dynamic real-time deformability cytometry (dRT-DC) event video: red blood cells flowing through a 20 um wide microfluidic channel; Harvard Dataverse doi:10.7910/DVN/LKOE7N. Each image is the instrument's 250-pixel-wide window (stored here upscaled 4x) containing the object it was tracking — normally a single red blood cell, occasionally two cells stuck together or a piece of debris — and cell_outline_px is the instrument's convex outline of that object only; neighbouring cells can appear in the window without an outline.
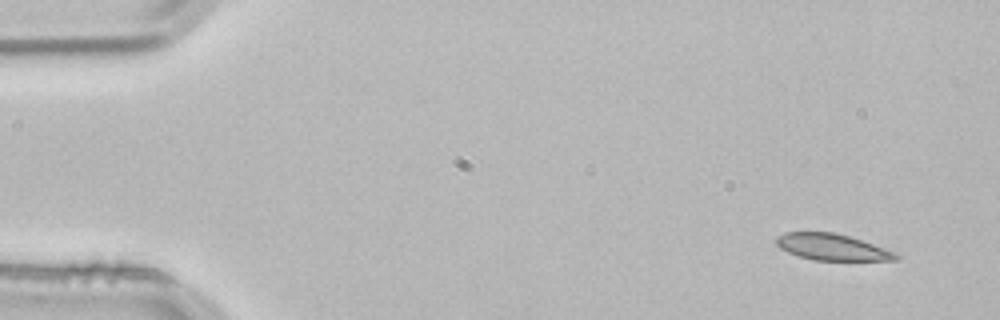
{"species": "common noctule bat (a hibernating species)", "species_latin": "Nyctalus noctula", "temperature_condition": "room temperature", "stored_images_in_passage": 3, "camera_frame_rate_fps": 3000, "um_per_image_px": 0.085, "animal": {"sex": "male", "body_mass_g": 21.5, "forearm_length_mm": 52.0}, "frame": {"image": 1, "passage_image": 1, "time_ms": 0.0, "image_size_px": [1000, 320], "cell_outline_px": [[900, 256], [896, 260], [812, 260], [788, 252], [780, 248], [776, 244], [776, 236], [784, 232], [832, 232], [848, 236], [884, 248]], "centroid_in_image_um": [70.66, 21.0], "position_along_channel_um": 14.3, "area_um2": 18.09}}
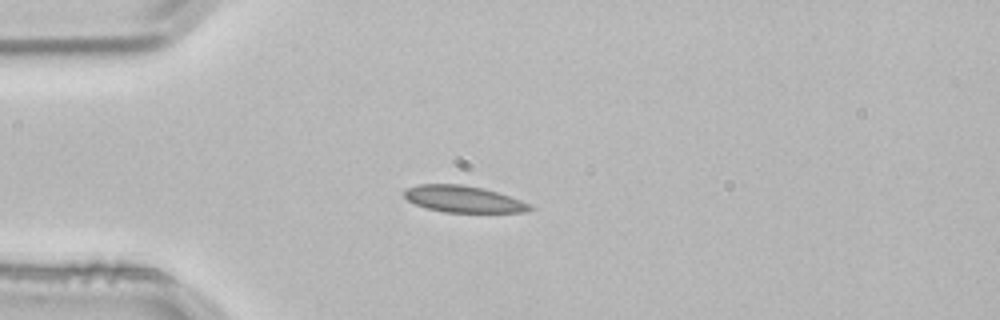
{"frame": {"image": 2, "passage_image": 3, "time_ms": 0.667, "image_size_px": [1000, 320], "cell_outline_px": [[536, 208], [528, 212], [444, 212], [424, 208], [408, 200], [404, 196], [404, 192], [408, 188], [420, 184], [460, 184], [484, 188], [520, 200]], "centroid_in_image_um": [39.39, 16.93], "position_along_channel_um": 45.6, "area_um2": 19.36}}